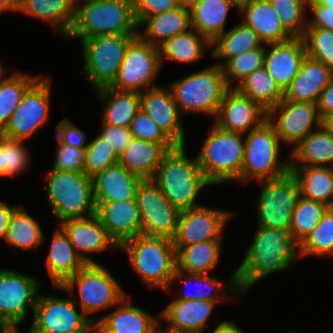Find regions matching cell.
I'll use <instances>...</instances> for the list:
<instances>
[{"label":"cell","instance_id":"51","mask_svg":"<svg viewBox=\"0 0 333 333\" xmlns=\"http://www.w3.org/2000/svg\"><path fill=\"white\" fill-rule=\"evenodd\" d=\"M129 129L133 138L152 142H173L142 109L131 121Z\"/></svg>","mask_w":333,"mask_h":333},{"label":"cell","instance_id":"70","mask_svg":"<svg viewBox=\"0 0 333 333\" xmlns=\"http://www.w3.org/2000/svg\"><path fill=\"white\" fill-rule=\"evenodd\" d=\"M82 0H74L75 4L81 2Z\"/></svg>","mask_w":333,"mask_h":333},{"label":"cell","instance_id":"56","mask_svg":"<svg viewBox=\"0 0 333 333\" xmlns=\"http://www.w3.org/2000/svg\"><path fill=\"white\" fill-rule=\"evenodd\" d=\"M311 18L307 19V28H325L333 31V7L321 4H308Z\"/></svg>","mask_w":333,"mask_h":333},{"label":"cell","instance_id":"44","mask_svg":"<svg viewBox=\"0 0 333 333\" xmlns=\"http://www.w3.org/2000/svg\"><path fill=\"white\" fill-rule=\"evenodd\" d=\"M329 206L299 196L292 215L289 232L301 243L322 220Z\"/></svg>","mask_w":333,"mask_h":333},{"label":"cell","instance_id":"17","mask_svg":"<svg viewBox=\"0 0 333 333\" xmlns=\"http://www.w3.org/2000/svg\"><path fill=\"white\" fill-rule=\"evenodd\" d=\"M281 143L293 150L313 130L322 125L317 104L283 99L267 112Z\"/></svg>","mask_w":333,"mask_h":333},{"label":"cell","instance_id":"65","mask_svg":"<svg viewBox=\"0 0 333 333\" xmlns=\"http://www.w3.org/2000/svg\"><path fill=\"white\" fill-rule=\"evenodd\" d=\"M0 177H5V166L3 165V154L0 148Z\"/></svg>","mask_w":333,"mask_h":333},{"label":"cell","instance_id":"68","mask_svg":"<svg viewBox=\"0 0 333 333\" xmlns=\"http://www.w3.org/2000/svg\"><path fill=\"white\" fill-rule=\"evenodd\" d=\"M258 1L266 2V3H272L274 0H258Z\"/></svg>","mask_w":333,"mask_h":333},{"label":"cell","instance_id":"57","mask_svg":"<svg viewBox=\"0 0 333 333\" xmlns=\"http://www.w3.org/2000/svg\"><path fill=\"white\" fill-rule=\"evenodd\" d=\"M316 104L321 119L333 113V77L329 84L320 92Z\"/></svg>","mask_w":333,"mask_h":333},{"label":"cell","instance_id":"3","mask_svg":"<svg viewBox=\"0 0 333 333\" xmlns=\"http://www.w3.org/2000/svg\"><path fill=\"white\" fill-rule=\"evenodd\" d=\"M133 0H82L66 39L80 41L101 34H138Z\"/></svg>","mask_w":333,"mask_h":333},{"label":"cell","instance_id":"2","mask_svg":"<svg viewBox=\"0 0 333 333\" xmlns=\"http://www.w3.org/2000/svg\"><path fill=\"white\" fill-rule=\"evenodd\" d=\"M185 145H177L163 158L152 179L169 202L180 211L201 206L196 198L213 184L205 177L197 158L189 159Z\"/></svg>","mask_w":333,"mask_h":333},{"label":"cell","instance_id":"1","mask_svg":"<svg viewBox=\"0 0 333 333\" xmlns=\"http://www.w3.org/2000/svg\"><path fill=\"white\" fill-rule=\"evenodd\" d=\"M244 255L234 271L241 294L247 293L257 282L275 272L294 268L301 257L300 243L290 234L289 229L257 226Z\"/></svg>","mask_w":333,"mask_h":333},{"label":"cell","instance_id":"41","mask_svg":"<svg viewBox=\"0 0 333 333\" xmlns=\"http://www.w3.org/2000/svg\"><path fill=\"white\" fill-rule=\"evenodd\" d=\"M43 229L24 207H16L11 214L4 241L23 251L34 250L44 243Z\"/></svg>","mask_w":333,"mask_h":333},{"label":"cell","instance_id":"38","mask_svg":"<svg viewBox=\"0 0 333 333\" xmlns=\"http://www.w3.org/2000/svg\"><path fill=\"white\" fill-rule=\"evenodd\" d=\"M290 172L301 196L333 207V167L290 166Z\"/></svg>","mask_w":333,"mask_h":333},{"label":"cell","instance_id":"24","mask_svg":"<svg viewBox=\"0 0 333 333\" xmlns=\"http://www.w3.org/2000/svg\"><path fill=\"white\" fill-rule=\"evenodd\" d=\"M59 226L65 231L77 254L86 264L99 263L87 256L88 254L119 249L96 214L82 219L68 220Z\"/></svg>","mask_w":333,"mask_h":333},{"label":"cell","instance_id":"59","mask_svg":"<svg viewBox=\"0 0 333 333\" xmlns=\"http://www.w3.org/2000/svg\"><path fill=\"white\" fill-rule=\"evenodd\" d=\"M212 331L208 330L211 333H244L234 321L220 322Z\"/></svg>","mask_w":333,"mask_h":333},{"label":"cell","instance_id":"52","mask_svg":"<svg viewBox=\"0 0 333 333\" xmlns=\"http://www.w3.org/2000/svg\"><path fill=\"white\" fill-rule=\"evenodd\" d=\"M57 141V153L51 168L59 171L84 172L85 149L71 147Z\"/></svg>","mask_w":333,"mask_h":333},{"label":"cell","instance_id":"62","mask_svg":"<svg viewBox=\"0 0 333 333\" xmlns=\"http://www.w3.org/2000/svg\"><path fill=\"white\" fill-rule=\"evenodd\" d=\"M18 327L14 326V327H9V326H1L0 327V333H19L18 332ZM27 333H31L30 329Z\"/></svg>","mask_w":333,"mask_h":333},{"label":"cell","instance_id":"26","mask_svg":"<svg viewBox=\"0 0 333 333\" xmlns=\"http://www.w3.org/2000/svg\"><path fill=\"white\" fill-rule=\"evenodd\" d=\"M219 302L204 300H171L162 311L161 320H165L167 331L174 333H202L207 330V322Z\"/></svg>","mask_w":333,"mask_h":333},{"label":"cell","instance_id":"33","mask_svg":"<svg viewBox=\"0 0 333 333\" xmlns=\"http://www.w3.org/2000/svg\"><path fill=\"white\" fill-rule=\"evenodd\" d=\"M233 8L238 11L235 0H200L189 8L191 27L212 43L226 31L228 14Z\"/></svg>","mask_w":333,"mask_h":333},{"label":"cell","instance_id":"15","mask_svg":"<svg viewBox=\"0 0 333 333\" xmlns=\"http://www.w3.org/2000/svg\"><path fill=\"white\" fill-rule=\"evenodd\" d=\"M39 279L15 270L0 269V327L20 326L32 313L41 289Z\"/></svg>","mask_w":333,"mask_h":333},{"label":"cell","instance_id":"66","mask_svg":"<svg viewBox=\"0 0 333 333\" xmlns=\"http://www.w3.org/2000/svg\"><path fill=\"white\" fill-rule=\"evenodd\" d=\"M154 333H174V332H170V331H167L165 330L163 327L162 328H157Z\"/></svg>","mask_w":333,"mask_h":333},{"label":"cell","instance_id":"67","mask_svg":"<svg viewBox=\"0 0 333 333\" xmlns=\"http://www.w3.org/2000/svg\"><path fill=\"white\" fill-rule=\"evenodd\" d=\"M285 333H303L301 331H297V330H288L287 332Z\"/></svg>","mask_w":333,"mask_h":333},{"label":"cell","instance_id":"29","mask_svg":"<svg viewBox=\"0 0 333 333\" xmlns=\"http://www.w3.org/2000/svg\"><path fill=\"white\" fill-rule=\"evenodd\" d=\"M332 77L333 71L330 68L306 55L298 74L283 93V99L317 103L320 92Z\"/></svg>","mask_w":333,"mask_h":333},{"label":"cell","instance_id":"40","mask_svg":"<svg viewBox=\"0 0 333 333\" xmlns=\"http://www.w3.org/2000/svg\"><path fill=\"white\" fill-rule=\"evenodd\" d=\"M223 241H203L175 247L177 268L187 273L211 274L219 264Z\"/></svg>","mask_w":333,"mask_h":333},{"label":"cell","instance_id":"30","mask_svg":"<svg viewBox=\"0 0 333 333\" xmlns=\"http://www.w3.org/2000/svg\"><path fill=\"white\" fill-rule=\"evenodd\" d=\"M238 14L249 25L264 44L284 42L292 36L281 25L279 15L271 3L245 0L239 4Z\"/></svg>","mask_w":333,"mask_h":333},{"label":"cell","instance_id":"50","mask_svg":"<svg viewBox=\"0 0 333 333\" xmlns=\"http://www.w3.org/2000/svg\"><path fill=\"white\" fill-rule=\"evenodd\" d=\"M25 140H12L0 136V148L3 154L5 177L14 178L29 169L30 152L24 146Z\"/></svg>","mask_w":333,"mask_h":333},{"label":"cell","instance_id":"27","mask_svg":"<svg viewBox=\"0 0 333 333\" xmlns=\"http://www.w3.org/2000/svg\"><path fill=\"white\" fill-rule=\"evenodd\" d=\"M93 180L95 202L136 200L137 190L144 180L119 162L97 173Z\"/></svg>","mask_w":333,"mask_h":333},{"label":"cell","instance_id":"22","mask_svg":"<svg viewBox=\"0 0 333 333\" xmlns=\"http://www.w3.org/2000/svg\"><path fill=\"white\" fill-rule=\"evenodd\" d=\"M96 215L118 247L142 234L141 215L136 200L96 202Z\"/></svg>","mask_w":333,"mask_h":333},{"label":"cell","instance_id":"10","mask_svg":"<svg viewBox=\"0 0 333 333\" xmlns=\"http://www.w3.org/2000/svg\"><path fill=\"white\" fill-rule=\"evenodd\" d=\"M245 152L241 182L277 179L290 172V158L279 161L282 144L274 127L266 120L260 127L244 134Z\"/></svg>","mask_w":333,"mask_h":333},{"label":"cell","instance_id":"54","mask_svg":"<svg viewBox=\"0 0 333 333\" xmlns=\"http://www.w3.org/2000/svg\"><path fill=\"white\" fill-rule=\"evenodd\" d=\"M138 25L146 18L179 7V0H133Z\"/></svg>","mask_w":333,"mask_h":333},{"label":"cell","instance_id":"60","mask_svg":"<svg viewBox=\"0 0 333 333\" xmlns=\"http://www.w3.org/2000/svg\"><path fill=\"white\" fill-rule=\"evenodd\" d=\"M21 0H0V13L19 11Z\"/></svg>","mask_w":333,"mask_h":333},{"label":"cell","instance_id":"61","mask_svg":"<svg viewBox=\"0 0 333 333\" xmlns=\"http://www.w3.org/2000/svg\"><path fill=\"white\" fill-rule=\"evenodd\" d=\"M322 126L333 135V113L322 119Z\"/></svg>","mask_w":333,"mask_h":333},{"label":"cell","instance_id":"6","mask_svg":"<svg viewBox=\"0 0 333 333\" xmlns=\"http://www.w3.org/2000/svg\"><path fill=\"white\" fill-rule=\"evenodd\" d=\"M245 135L229 132L214 123L196 158L205 177L213 184L241 182Z\"/></svg>","mask_w":333,"mask_h":333},{"label":"cell","instance_id":"37","mask_svg":"<svg viewBox=\"0 0 333 333\" xmlns=\"http://www.w3.org/2000/svg\"><path fill=\"white\" fill-rule=\"evenodd\" d=\"M264 45L257 33L243 21L226 30L211 43L210 57L219 60L221 67L231 58L244 51H250Z\"/></svg>","mask_w":333,"mask_h":333},{"label":"cell","instance_id":"12","mask_svg":"<svg viewBox=\"0 0 333 333\" xmlns=\"http://www.w3.org/2000/svg\"><path fill=\"white\" fill-rule=\"evenodd\" d=\"M51 77L40 76L24 93L0 136L12 140H28L49 122Z\"/></svg>","mask_w":333,"mask_h":333},{"label":"cell","instance_id":"14","mask_svg":"<svg viewBox=\"0 0 333 333\" xmlns=\"http://www.w3.org/2000/svg\"><path fill=\"white\" fill-rule=\"evenodd\" d=\"M162 69L159 47L137 35L128 45L123 62L111 88L141 93L156 87L154 83Z\"/></svg>","mask_w":333,"mask_h":333},{"label":"cell","instance_id":"64","mask_svg":"<svg viewBox=\"0 0 333 333\" xmlns=\"http://www.w3.org/2000/svg\"><path fill=\"white\" fill-rule=\"evenodd\" d=\"M200 0H179L180 5L184 6L185 8H191L193 5L198 3Z\"/></svg>","mask_w":333,"mask_h":333},{"label":"cell","instance_id":"23","mask_svg":"<svg viewBox=\"0 0 333 333\" xmlns=\"http://www.w3.org/2000/svg\"><path fill=\"white\" fill-rule=\"evenodd\" d=\"M306 47L301 37L266 44L264 67L284 93L299 72Z\"/></svg>","mask_w":333,"mask_h":333},{"label":"cell","instance_id":"16","mask_svg":"<svg viewBox=\"0 0 333 333\" xmlns=\"http://www.w3.org/2000/svg\"><path fill=\"white\" fill-rule=\"evenodd\" d=\"M136 201L143 235L169 239L175 237L181 211L169 202L152 179H144L140 183Z\"/></svg>","mask_w":333,"mask_h":333},{"label":"cell","instance_id":"47","mask_svg":"<svg viewBox=\"0 0 333 333\" xmlns=\"http://www.w3.org/2000/svg\"><path fill=\"white\" fill-rule=\"evenodd\" d=\"M271 5L283 28L292 37L302 38L307 28L308 0H274Z\"/></svg>","mask_w":333,"mask_h":333},{"label":"cell","instance_id":"58","mask_svg":"<svg viewBox=\"0 0 333 333\" xmlns=\"http://www.w3.org/2000/svg\"><path fill=\"white\" fill-rule=\"evenodd\" d=\"M16 205H9L7 202L0 200V238L5 239L9 220Z\"/></svg>","mask_w":333,"mask_h":333},{"label":"cell","instance_id":"69","mask_svg":"<svg viewBox=\"0 0 333 333\" xmlns=\"http://www.w3.org/2000/svg\"><path fill=\"white\" fill-rule=\"evenodd\" d=\"M238 4H240L241 2H244L245 0H235Z\"/></svg>","mask_w":333,"mask_h":333},{"label":"cell","instance_id":"53","mask_svg":"<svg viewBox=\"0 0 333 333\" xmlns=\"http://www.w3.org/2000/svg\"><path fill=\"white\" fill-rule=\"evenodd\" d=\"M56 138L63 144L71 147L85 149L88 145L86 143V132L77 127L74 122L65 117L60 120L55 126Z\"/></svg>","mask_w":333,"mask_h":333},{"label":"cell","instance_id":"32","mask_svg":"<svg viewBox=\"0 0 333 333\" xmlns=\"http://www.w3.org/2000/svg\"><path fill=\"white\" fill-rule=\"evenodd\" d=\"M46 264L52 286L62 285L86 264L77 254L67 234L59 225L52 234Z\"/></svg>","mask_w":333,"mask_h":333},{"label":"cell","instance_id":"11","mask_svg":"<svg viewBox=\"0 0 333 333\" xmlns=\"http://www.w3.org/2000/svg\"><path fill=\"white\" fill-rule=\"evenodd\" d=\"M39 293L33 312L31 333H95L97 317L77 310L73 297Z\"/></svg>","mask_w":333,"mask_h":333},{"label":"cell","instance_id":"8","mask_svg":"<svg viewBox=\"0 0 333 333\" xmlns=\"http://www.w3.org/2000/svg\"><path fill=\"white\" fill-rule=\"evenodd\" d=\"M76 286L78 298L74 297ZM53 288L70 293L76 305H79L87 316L114 308L128 296L111 272L100 263L85 264L62 285H53Z\"/></svg>","mask_w":333,"mask_h":333},{"label":"cell","instance_id":"63","mask_svg":"<svg viewBox=\"0 0 333 333\" xmlns=\"http://www.w3.org/2000/svg\"><path fill=\"white\" fill-rule=\"evenodd\" d=\"M308 4H321L333 7V0H308Z\"/></svg>","mask_w":333,"mask_h":333},{"label":"cell","instance_id":"49","mask_svg":"<svg viewBox=\"0 0 333 333\" xmlns=\"http://www.w3.org/2000/svg\"><path fill=\"white\" fill-rule=\"evenodd\" d=\"M302 38L307 56L321 61L333 71V31L325 28H306Z\"/></svg>","mask_w":333,"mask_h":333},{"label":"cell","instance_id":"21","mask_svg":"<svg viewBox=\"0 0 333 333\" xmlns=\"http://www.w3.org/2000/svg\"><path fill=\"white\" fill-rule=\"evenodd\" d=\"M181 282L184 285L189 286L191 282L194 286L188 287L190 291L186 290V293L183 290H179L176 300L189 301V300H204L209 302H222L235 299L241 293L239 292L238 285L236 282V275L233 272L227 280H221L218 277H212L209 274H196V273H187L179 270L177 267L174 271V275L170 282V287L164 292H170L172 289L173 282ZM196 285V286H195ZM186 288L185 286H183ZM183 288V289H184ZM187 288V289H188ZM235 296V297H234ZM222 298V299H221Z\"/></svg>","mask_w":333,"mask_h":333},{"label":"cell","instance_id":"5","mask_svg":"<svg viewBox=\"0 0 333 333\" xmlns=\"http://www.w3.org/2000/svg\"><path fill=\"white\" fill-rule=\"evenodd\" d=\"M46 196L59 224L96 214L93 180L85 172L50 169Z\"/></svg>","mask_w":333,"mask_h":333},{"label":"cell","instance_id":"42","mask_svg":"<svg viewBox=\"0 0 333 333\" xmlns=\"http://www.w3.org/2000/svg\"><path fill=\"white\" fill-rule=\"evenodd\" d=\"M235 88L267 112L283 100V92L264 66L248 75Z\"/></svg>","mask_w":333,"mask_h":333},{"label":"cell","instance_id":"43","mask_svg":"<svg viewBox=\"0 0 333 333\" xmlns=\"http://www.w3.org/2000/svg\"><path fill=\"white\" fill-rule=\"evenodd\" d=\"M5 69L0 72V131L6 126L11 115L18 107L26 90L40 75L24 74L15 71L6 75Z\"/></svg>","mask_w":333,"mask_h":333},{"label":"cell","instance_id":"39","mask_svg":"<svg viewBox=\"0 0 333 333\" xmlns=\"http://www.w3.org/2000/svg\"><path fill=\"white\" fill-rule=\"evenodd\" d=\"M208 48L211 49V42L191 27L159 46L161 66L165 59L186 65L198 62Z\"/></svg>","mask_w":333,"mask_h":333},{"label":"cell","instance_id":"35","mask_svg":"<svg viewBox=\"0 0 333 333\" xmlns=\"http://www.w3.org/2000/svg\"><path fill=\"white\" fill-rule=\"evenodd\" d=\"M102 103V123L112 126L128 127L141 109L140 93L119 91L104 87L95 91Z\"/></svg>","mask_w":333,"mask_h":333},{"label":"cell","instance_id":"13","mask_svg":"<svg viewBox=\"0 0 333 333\" xmlns=\"http://www.w3.org/2000/svg\"><path fill=\"white\" fill-rule=\"evenodd\" d=\"M260 186L256 201L258 227L289 229L300 196L296 178L289 172L283 177L255 181Z\"/></svg>","mask_w":333,"mask_h":333},{"label":"cell","instance_id":"9","mask_svg":"<svg viewBox=\"0 0 333 333\" xmlns=\"http://www.w3.org/2000/svg\"><path fill=\"white\" fill-rule=\"evenodd\" d=\"M138 34H101L80 41L82 73L94 91L110 87L119 72L129 43Z\"/></svg>","mask_w":333,"mask_h":333},{"label":"cell","instance_id":"36","mask_svg":"<svg viewBox=\"0 0 333 333\" xmlns=\"http://www.w3.org/2000/svg\"><path fill=\"white\" fill-rule=\"evenodd\" d=\"M288 156L290 166L333 167V135L321 125L290 150Z\"/></svg>","mask_w":333,"mask_h":333},{"label":"cell","instance_id":"46","mask_svg":"<svg viewBox=\"0 0 333 333\" xmlns=\"http://www.w3.org/2000/svg\"><path fill=\"white\" fill-rule=\"evenodd\" d=\"M265 51L266 44L250 51H244L229 59L222 66L227 86L232 88V83L234 82L233 88H235L248 75L264 66Z\"/></svg>","mask_w":333,"mask_h":333},{"label":"cell","instance_id":"20","mask_svg":"<svg viewBox=\"0 0 333 333\" xmlns=\"http://www.w3.org/2000/svg\"><path fill=\"white\" fill-rule=\"evenodd\" d=\"M141 109L176 144L185 145L182 115L170 87L156 86L140 93Z\"/></svg>","mask_w":333,"mask_h":333},{"label":"cell","instance_id":"4","mask_svg":"<svg viewBox=\"0 0 333 333\" xmlns=\"http://www.w3.org/2000/svg\"><path fill=\"white\" fill-rule=\"evenodd\" d=\"M119 250L126 252L128 264L148 287L167 290L177 267L172 239L138 235L124 242Z\"/></svg>","mask_w":333,"mask_h":333},{"label":"cell","instance_id":"25","mask_svg":"<svg viewBox=\"0 0 333 333\" xmlns=\"http://www.w3.org/2000/svg\"><path fill=\"white\" fill-rule=\"evenodd\" d=\"M106 316L98 317L95 333H154L160 326V314L151 316L125 296ZM100 318V319H99Z\"/></svg>","mask_w":333,"mask_h":333},{"label":"cell","instance_id":"31","mask_svg":"<svg viewBox=\"0 0 333 333\" xmlns=\"http://www.w3.org/2000/svg\"><path fill=\"white\" fill-rule=\"evenodd\" d=\"M74 0H21L20 14L31 16L57 30V36L66 38L75 20Z\"/></svg>","mask_w":333,"mask_h":333},{"label":"cell","instance_id":"19","mask_svg":"<svg viewBox=\"0 0 333 333\" xmlns=\"http://www.w3.org/2000/svg\"><path fill=\"white\" fill-rule=\"evenodd\" d=\"M266 120V110L232 87L223 96L214 124L229 132L246 134Z\"/></svg>","mask_w":333,"mask_h":333},{"label":"cell","instance_id":"18","mask_svg":"<svg viewBox=\"0 0 333 333\" xmlns=\"http://www.w3.org/2000/svg\"><path fill=\"white\" fill-rule=\"evenodd\" d=\"M235 214L230 211L201 206L180 212L174 247H185L203 241H223L226 223Z\"/></svg>","mask_w":333,"mask_h":333},{"label":"cell","instance_id":"28","mask_svg":"<svg viewBox=\"0 0 333 333\" xmlns=\"http://www.w3.org/2000/svg\"><path fill=\"white\" fill-rule=\"evenodd\" d=\"M177 145L174 142H152L133 138L118 162L142 179H153L165 155Z\"/></svg>","mask_w":333,"mask_h":333},{"label":"cell","instance_id":"45","mask_svg":"<svg viewBox=\"0 0 333 333\" xmlns=\"http://www.w3.org/2000/svg\"><path fill=\"white\" fill-rule=\"evenodd\" d=\"M300 255V258L333 256V207L327 209L322 220L300 243Z\"/></svg>","mask_w":333,"mask_h":333},{"label":"cell","instance_id":"7","mask_svg":"<svg viewBox=\"0 0 333 333\" xmlns=\"http://www.w3.org/2000/svg\"><path fill=\"white\" fill-rule=\"evenodd\" d=\"M181 115L202 112L215 119L225 92L226 84L222 67L214 63L186 75L167 85Z\"/></svg>","mask_w":333,"mask_h":333},{"label":"cell","instance_id":"34","mask_svg":"<svg viewBox=\"0 0 333 333\" xmlns=\"http://www.w3.org/2000/svg\"><path fill=\"white\" fill-rule=\"evenodd\" d=\"M138 35L153 46L159 47L166 40L191 28L190 10L180 5L163 13L146 17L139 25ZM144 31V32H143Z\"/></svg>","mask_w":333,"mask_h":333},{"label":"cell","instance_id":"48","mask_svg":"<svg viewBox=\"0 0 333 333\" xmlns=\"http://www.w3.org/2000/svg\"><path fill=\"white\" fill-rule=\"evenodd\" d=\"M85 153L84 172L91 178L119 160L112 146L99 134L88 142Z\"/></svg>","mask_w":333,"mask_h":333},{"label":"cell","instance_id":"55","mask_svg":"<svg viewBox=\"0 0 333 333\" xmlns=\"http://www.w3.org/2000/svg\"><path fill=\"white\" fill-rule=\"evenodd\" d=\"M100 131L99 135L107 140L118 156L124 152L133 139L128 127L112 126L102 123Z\"/></svg>","mask_w":333,"mask_h":333},{"label":"cell","instance_id":"71","mask_svg":"<svg viewBox=\"0 0 333 333\" xmlns=\"http://www.w3.org/2000/svg\"><path fill=\"white\" fill-rule=\"evenodd\" d=\"M4 68L1 66V63H0V72L3 70Z\"/></svg>","mask_w":333,"mask_h":333}]
</instances>
